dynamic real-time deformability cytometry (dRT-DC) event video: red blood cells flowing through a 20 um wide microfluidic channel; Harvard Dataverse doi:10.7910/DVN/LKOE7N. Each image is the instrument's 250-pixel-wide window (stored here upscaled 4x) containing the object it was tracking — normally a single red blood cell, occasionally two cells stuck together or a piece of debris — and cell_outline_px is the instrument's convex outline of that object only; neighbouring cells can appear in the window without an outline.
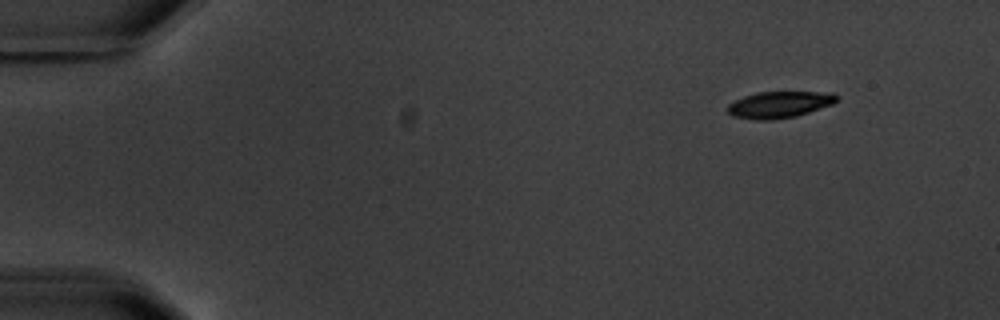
{"species": "common noctule bat (a hibernating species)", "species_latin": "Nyctalus noctula", "temperature_condition": "warm", "stored_images_in_passage": 4, "segment_of_instrument_passage": [1, 2], "camera_frame_rate_fps": 3000, "um_per_image_px": 0.085, "animal": {"sex": "male", "body_mass_g": 20.1, "forearm_length_mm": 53.5}, "frame": {"image": 1, "passage_image": 1, "time_ms": 0.0, "image_size_px": [1000, 320], "cell_outline_px": [[840, 96], [832, 104], [796, 116], [772, 120], [756, 120], [732, 116], [728, 112], [728, 104], [744, 96], [756, 92], [832, 92]], "centroid_in_image_um": [66.24, 8.89], "position_along_channel_um": 18.8, "area_um2": 16.82}}